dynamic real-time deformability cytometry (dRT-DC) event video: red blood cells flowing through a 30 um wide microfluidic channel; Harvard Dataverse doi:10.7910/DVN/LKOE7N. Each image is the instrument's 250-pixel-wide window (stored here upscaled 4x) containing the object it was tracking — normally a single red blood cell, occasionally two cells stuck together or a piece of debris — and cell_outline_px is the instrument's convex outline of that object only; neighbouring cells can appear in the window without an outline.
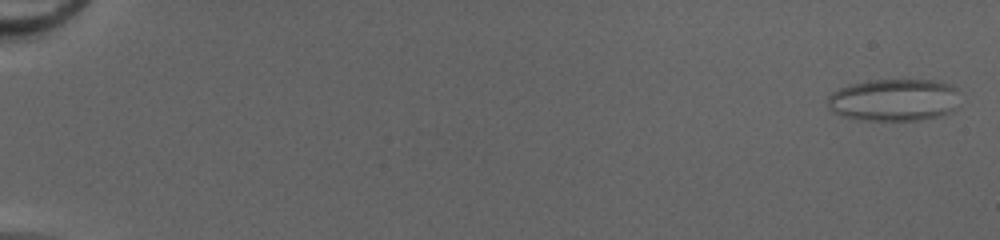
{"species": "common noctule bat (a hibernating species)", "species_latin": "Nyctalus noctula", "temperature_condition": "cold", "stored_images_in_passage": 52, "camera_frame_rate_fps": 3000, "um_per_image_px": 0.085, "animal": {"sex": "female", "body_mass_g": 20.0, "forearm_length_mm": 54.0}, "frame": {"image": 1, "passage_image": 2, "time_ms": 0.333, "image_size_px": [1000, 240], "cell_outline_px": [[956, 88], [952, 112], [940, 116], [916, 120], [864, 120], [844, 116], [828, 108], [828, 96], [832, 92], [848, 84], [868, 80], [940, 80], [952, 84]], "centroid_in_image_um": [75.95, 8.48], "position_along_channel_um": 9.0, "area_um2": 32.37}}
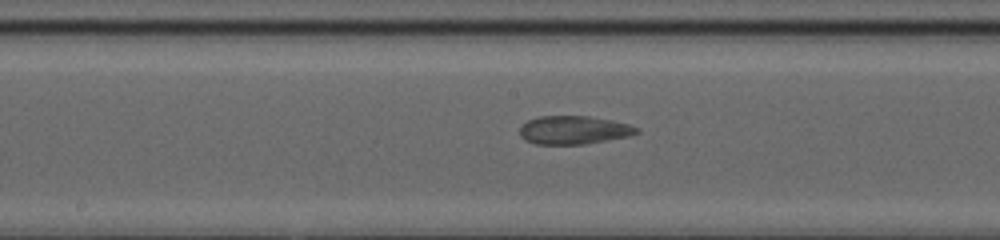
{"frame": {"image": 2, "passage_image": 30, "time_ms": 9.667, "image_size_px": [1000, 240], "cell_outline_px": [[640, 132], [628, 136], [584, 144], [536, 144], [524, 140], [520, 136], [520, 124], [528, 120], [540, 116], [588, 116], [612, 120], [628, 124], [640, 128]], "centroid_in_image_um": [48.75, 11.05], "position_along_channel_um": 199.5, "area_um2": 19.36}}
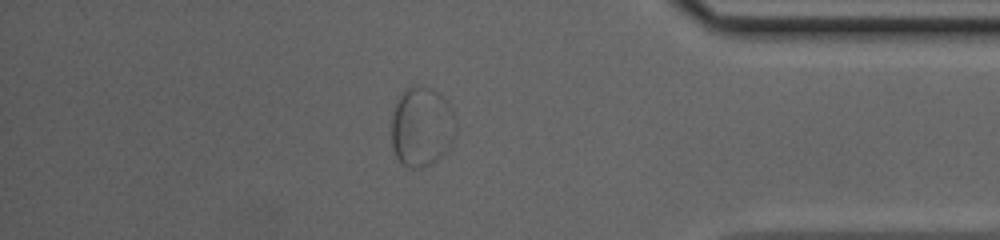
{"frame": {"image": 3, "passage_image": 46, "time_ms": 15.0, "image_size_px": [1000, 240], "cell_outline_px": [[452, 112], [444, 152], [436, 160], [420, 168], [412, 168], [400, 164], [392, 148], [392, 112], [396, 100], [404, 88], [408, 84], [420, 84], [436, 92], [448, 104]], "centroid_in_image_um": [35.67, 10.72], "position_along_channel_um": 399.5, "area_um2": 28.67}}